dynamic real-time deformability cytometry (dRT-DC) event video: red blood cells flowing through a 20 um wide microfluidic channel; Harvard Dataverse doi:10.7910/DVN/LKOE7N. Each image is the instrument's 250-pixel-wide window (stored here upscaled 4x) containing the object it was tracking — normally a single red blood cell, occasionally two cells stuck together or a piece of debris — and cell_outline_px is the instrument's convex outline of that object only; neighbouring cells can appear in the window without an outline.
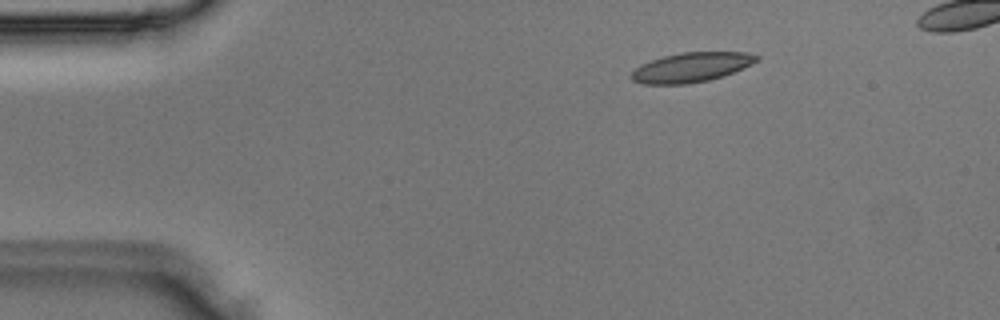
{"species": "Egyptian fruit bat (a non-hibernating species)", "species_latin": "Rousettus aegyptiacus", "temperature_condition": "room temperature", "stored_images_in_passage": 4, "camera_frame_rate_fps": 3000, "um_per_image_px": 0.085, "animal": {"sex": "male"}, "frame": {"image": 1, "passage_image": 2, "time_ms": 0.333, "image_size_px": [1000, 320], "cell_outline_px": [[760, 56], [752, 64], [732, 72], [708, 80], [688, 84], [644, 84], [632, 80], [628, 76], [640, 64], [664, 56], [680, 52], [748, 52]], "centroid_in_image_um": [58.72, 5.72], "position_along_channel_um": 26.3, "area_um2": 21.44}}